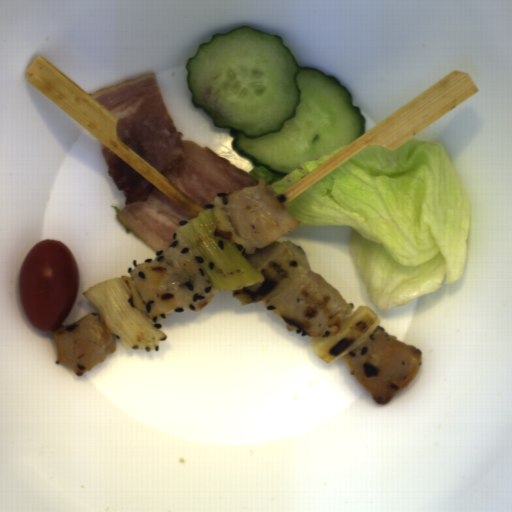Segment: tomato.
I'll return each instance as SVG.
<instances>
[{"label": "tomato", "mask_w": 512, "mask_h": 512, "mask_svg": "<svg viewBox=\"0 0 512 512\" xmlns=\"http://www.w3.org/2000/svg\"><path fill=\"white\" fill-rule=\"evenodd\" d=\"M79 289V273L68 246L59 239L37 242L21 265L19 297L29 324L54 332L70 314Z\"/></svg>", "instance_id": "obj_1"}]
</instances>
